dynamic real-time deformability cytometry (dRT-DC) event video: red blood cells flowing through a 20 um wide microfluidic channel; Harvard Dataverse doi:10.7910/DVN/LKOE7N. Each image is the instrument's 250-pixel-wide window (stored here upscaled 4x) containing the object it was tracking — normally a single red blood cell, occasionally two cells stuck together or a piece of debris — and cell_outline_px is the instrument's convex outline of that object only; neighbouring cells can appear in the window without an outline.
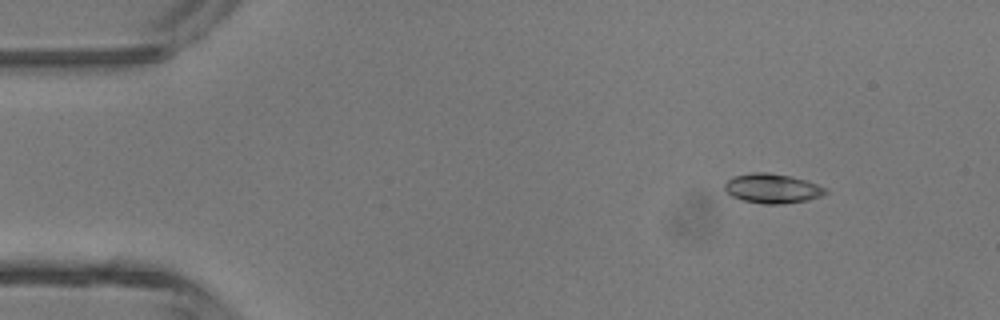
{"species": "common noctule bat (a hibernating species)", "species_latin": "Nyctalus noctula", "temperature_condition": "room temperature", "stored_images_in_passage": 4, "camera_frame_rate_fps": 3000, "um_per_image_px": 0.085, "animal": {"sex": "male", "body_mass_g": 13.3}, "frame": {"image": 1, "passage_image": 1, "time_ms": 0.0, "image_size_px": [1000, 320], "cell_outline_px": [[828, 192], [820, 196], [808, 200], [784, 204], [764, 204], [744, 200], [732, 196], [724, 188], [724, 184], [732, 176], [752, 172], [768, 172], [792, 176], [828, 188]], "centroid_in_image_um": [65.65, 16.01], "position_along_channel_um": 19.3, "area_um2": 17.4}}
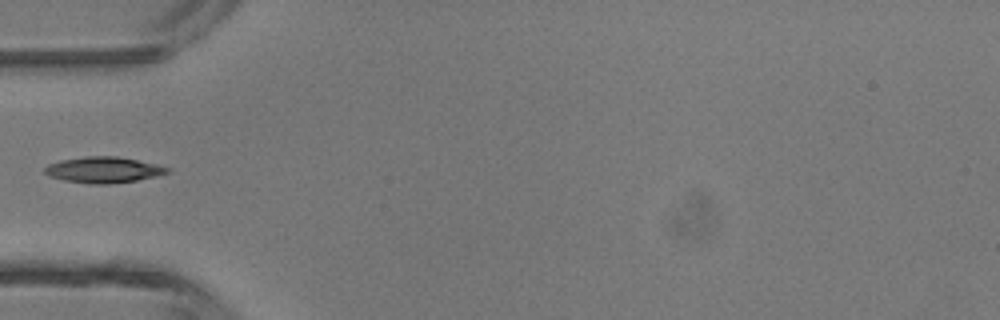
{"frame": {"image": 2, "passage_image": 4, "time_ms": 1.0, "image_size_px": [1000, 320], "cell_outline_px": [[172, 168], [168, 172], [156, 176], [136, 180], [108, 184], [92, 184], [64, 180], [48, 176], [44, 172], [44, 168], [48, 164], [60, 160], [84, 156], [116, 156], [156, 164]], "centroid_in_image_um": [8.77, 14.43], "position_along_channel_um": 76.2, "area_um2": 18.5}}